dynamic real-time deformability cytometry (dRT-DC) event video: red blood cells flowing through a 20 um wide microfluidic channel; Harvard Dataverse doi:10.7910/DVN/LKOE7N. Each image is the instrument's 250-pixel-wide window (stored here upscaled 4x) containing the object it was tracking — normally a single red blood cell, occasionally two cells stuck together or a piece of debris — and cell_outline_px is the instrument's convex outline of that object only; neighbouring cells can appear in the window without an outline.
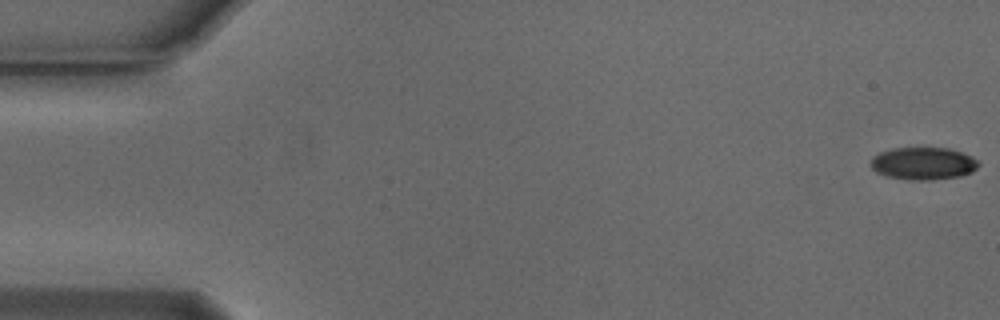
{"species": "Egyptian fruit bat (a non-hibernating species)", "species_latin": "Rousettus aegyptiacus", "temperature_condition": "cold", "stored_images_in_passage": 55, "camera_frame_rate_fps": 3000, "um_per_image_px": 0.085, "animal": {"sex": "male"}, "frame": {"image": 1, "passage_image": 1, "time_ms": 0.0, "image_size_px": [1000, 320], "cell_outline_px": [[980, 164], [972, 172], [960, 176], [932, 180], [908, 180], [888, 176], [876, 172], [868, 164], [872, 156], [880, 152], [892, 148], [948, 148], [972, 156]], "centroid_in_image_um": [78.44, 13.9], "position_along_channel_um": 6.6, "area_um2": 20.52}}
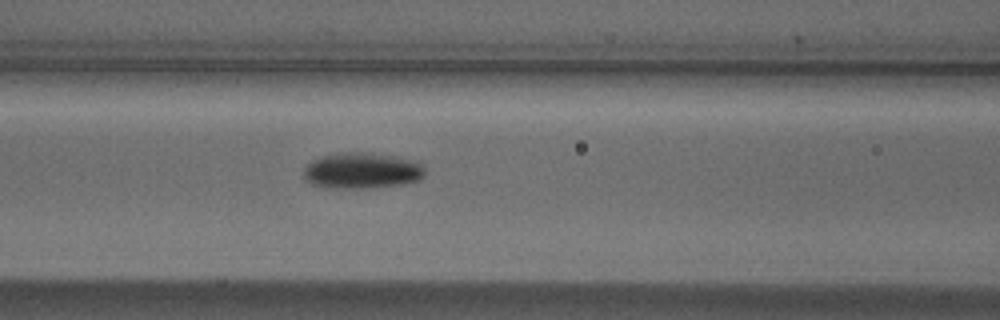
{"frame": {"image": 2, "passage_image": 23, "time_ms": 7.333, "image_size_px": [1000, 320], "cell_outline_px": [[424, 176], [420, 180], [404, 184], [364, 188], [324, 188], [312, 184], [304, 180], [304, 168], [312, 160], [320, 156], [340, 152], [372, 152], [420, 160], [424, 164]], "centroid_in_image_um": [30.8, 14.49], "position_along_channel_um": 135.8, "area_um2": 26.13}}
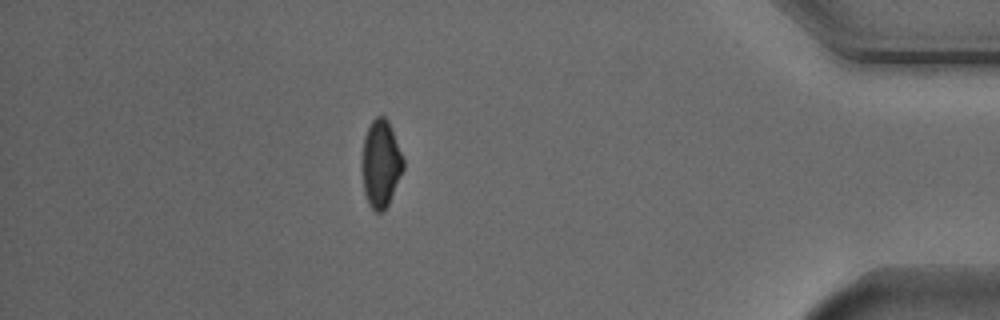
{"frame": {"image": 3, "passage_image": 48, "time_ms": 15.667, "image_size_px": [1000, 320], "cell_outline_px": [[404, 168], [388, 204], [384, 212], [376, 212], [368, 204], [364, 192], [360, 168], [364, 136], [372, 120], [376, 116], [384, 116], [388, 120], [404, 160]], "centroid_in_image_um": [32.34, 13.92], "position_along_channel_um": 402.9, "area_um2": 21.21}, "authors_computed_cell_mechanics": {"area_um2": 22.1374, "velocity_mm_per_s": 3.7636, "shape_relaxation_time_tau1_ms": 4.5304, "shape_relaxation_time_tau2_ms": null, "deformation_change_tau1": 0.1506, "deformation_change_tau2": null}}